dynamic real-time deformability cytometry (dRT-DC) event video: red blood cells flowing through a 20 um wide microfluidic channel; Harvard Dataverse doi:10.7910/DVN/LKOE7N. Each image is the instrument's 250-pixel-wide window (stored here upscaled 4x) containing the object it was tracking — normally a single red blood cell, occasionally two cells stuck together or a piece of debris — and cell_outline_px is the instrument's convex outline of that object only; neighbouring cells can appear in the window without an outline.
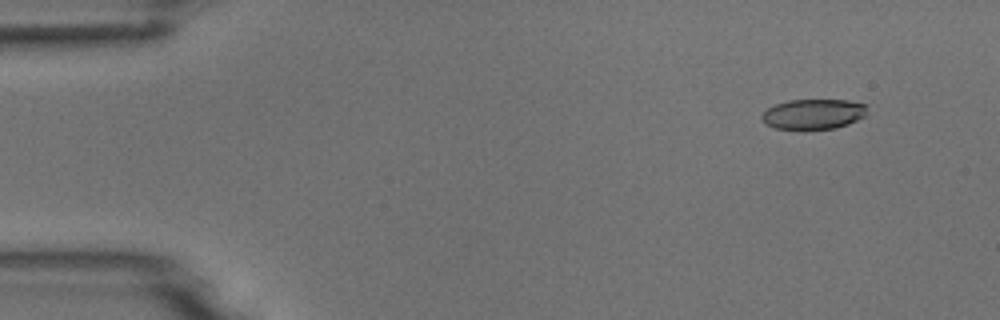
{"species": "common noctule bat (a hibernating species)", "species_latin": "Nyctalus noctula", "temperature_condition": "room temperature", "stored_images_in_passage": 5, "camera_frame_rate_fps": 3000, "um_per_image_px": 0.085, "animal": {"sex": "male", "body_mass_g": 18.8}, "frame": {"image": 1, "passage_image": 2, "time_ms": 1.0, "image_size_px": [1000, 320], "cell_outline_px": [[868, 104], [864, 116], [848, 124], [836, 128], [776, 128], [764, 124], [760, 116], [768, 108], [776, 104], [788, 100], [848, 100]], "centroid_in_image_um": [69.14, 9.68], "position_along_channel_um": 15.9, "area_um2": 18.32}}
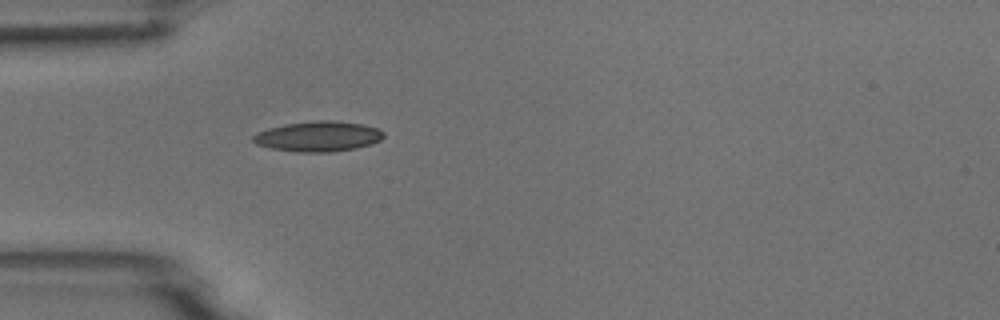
{"frame": {"image": 2, "passage_image": 5, "time_ms": 4.667, "image_size_px": [1000, 320], "cell_outline_px": [[384, 136], [380, 140], [372, 144], [356, 148], [328, 152], [296, 152], [268, 148], [256, 144], [252, 140], [252, 136], [256, 132], [268, 128], [284, 124], [312, 120], [332, 120], [360, 124], [376, 128], [384, 132]], "centroid_in_image_um": [27.0, 11.59], "position_along_channel_um": 58.0, "area_um2": 23.18}}